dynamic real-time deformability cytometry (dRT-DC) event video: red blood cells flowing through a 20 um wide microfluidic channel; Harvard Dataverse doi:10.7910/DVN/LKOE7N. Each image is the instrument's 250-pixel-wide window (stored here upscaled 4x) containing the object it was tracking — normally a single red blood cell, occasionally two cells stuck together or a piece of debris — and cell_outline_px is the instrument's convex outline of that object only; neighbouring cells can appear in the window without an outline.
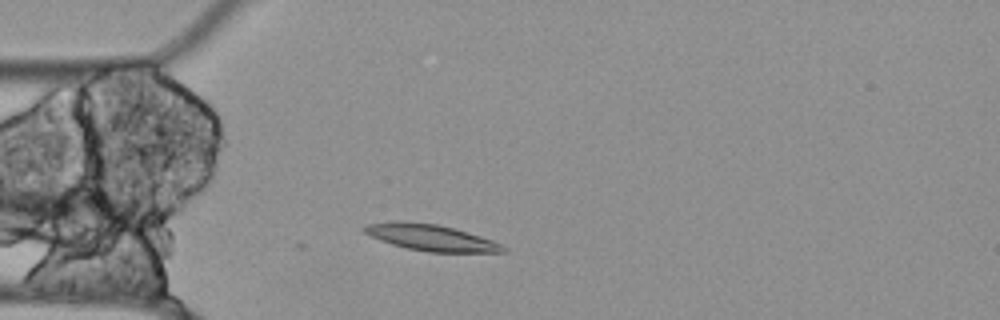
{"species": "Egyptian fruit bat (a non-hibernating species)", "species_latin": "Rousettus aegyptiacus", "temperature_condition": "cold", "stored_images_in_passage": 2, "camera_frame_rate_fps": 3000, "um_per_image_px": 0.085, "animal": {"sex": "female"}, "frame": {"image": 1, "passage_image": 2, "time_ms": 0.333, "image_size_px": [1000, 320], "cell_outline_px": [[508, 252], [428, 252], [408, 248], [392, 244], [380, 240], [364, 232], [360, 228], [364, 224], [396, 220], [404, 220], [436, 224], [452, 228], [480, 236], [504, 244], [508, 248]], "centroid_in_image_um": [36.61, 20.18], "position_along_channel_um": 48.4, "area_um2": 21.44}}